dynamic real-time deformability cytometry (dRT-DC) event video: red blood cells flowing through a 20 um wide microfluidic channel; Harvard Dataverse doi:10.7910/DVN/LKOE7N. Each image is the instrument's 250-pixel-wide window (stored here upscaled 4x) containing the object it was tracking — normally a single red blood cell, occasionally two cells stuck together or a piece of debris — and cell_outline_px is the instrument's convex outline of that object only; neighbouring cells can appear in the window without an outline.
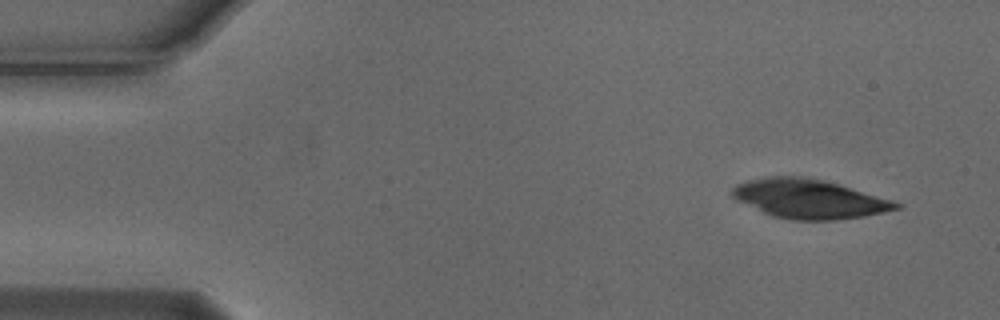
{"species": "Egyptian fruit bat (a non-hibernating species)", "species_latin": "Rousettus aegyptiacus", "temperature_condition": "cold", "stored_images_in_passage": 4, "camera_frame_rate_fps": 3000, "um_per_image_px": 0.085, "animal": {"sex": "male"}, "frame": {"image": 1, "passage_image": 1, "time_ms": 0.0, "image_size_px": [1000, 320], "cell_outline_px": [[904, 204], [900, 208], [884, 212], [864, 216], [836, 220], [792, 220], [772, 216], [736, 200], [732, 196], [732, 188], [736, 184], [748, 180], [768, 176], [800, 176], [824, 180], [840, 184]], "centroid_in_image_um": [68.77, 16.9], "position_along_channel_um": 16.2, "area_um2": 37.34}}